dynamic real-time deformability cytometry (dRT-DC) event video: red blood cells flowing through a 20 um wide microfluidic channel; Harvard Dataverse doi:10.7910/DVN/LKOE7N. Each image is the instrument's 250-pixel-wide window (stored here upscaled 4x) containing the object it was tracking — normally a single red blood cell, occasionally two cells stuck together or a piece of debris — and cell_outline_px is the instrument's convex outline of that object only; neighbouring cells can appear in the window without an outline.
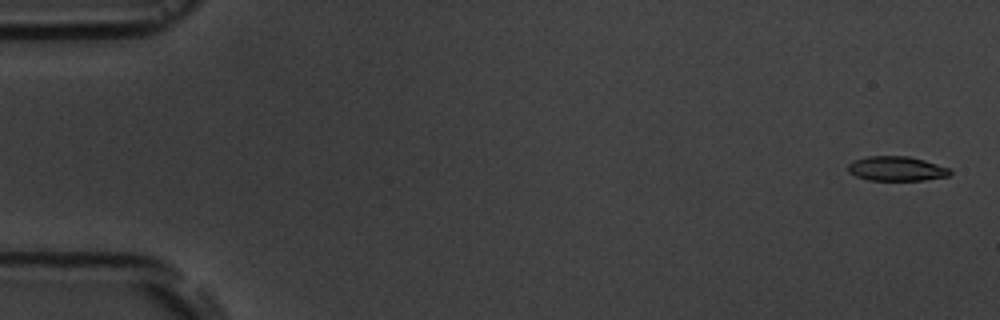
{"species": "common noctule bat (a hibernating species)", "species_latin": "Nyctalus noctula", "temperature_condition": "room temperature", "stored_images_in_passage": 6, "camera_frame_rate_fps": 3000, "um_per_image_px": 0.085, "animal": {"sex": "male", "body_mass_g": 19.5, "forearm_length_mm": 54.6}, "frame": {"image": 1, "passage_image": 1, "time_ms": 0.0, "image_size_px": [1000, 320], "cell_outline_px": [[952, 172], [948, 176], [924, 180], [868, 180], [856, 176], [848, 172], [848, 164], [852, 160], [868, 156], [908, 156], [924, 160], [948, 168]], "centroid_in_image_um": [76.16, 14.33], "position_along_channel_um": 8.8, "area_um2": 14.57}}
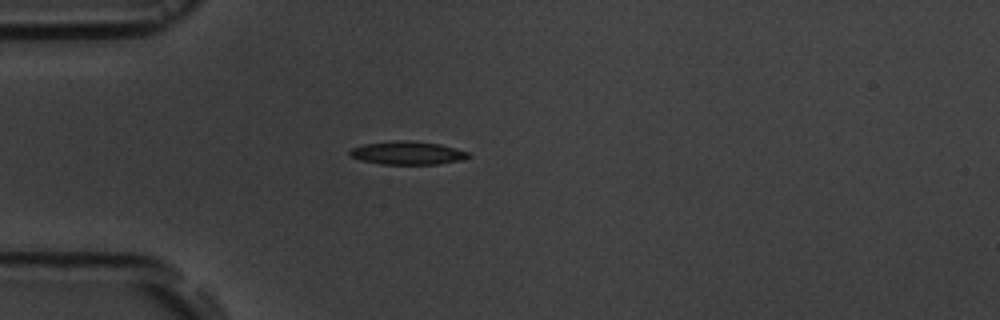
{"frame": {"image": 2, "passage_image": 5, "time_ms": 4.667, "image_size_px": [1000, 320], "cell_outline_px": [[472, 156], [460, 160], [436, 164], [380, 164], [360, 160], [352, 156], [348, 152], [352, 148], [364, 144], [396, 140], [412, 140], [440, 144], [456, 148], [468, 152]], "centroid_in_image_um": [34.64, 12.99], "position_along_channel_um": 50.4, "area_um2": 16.07}}